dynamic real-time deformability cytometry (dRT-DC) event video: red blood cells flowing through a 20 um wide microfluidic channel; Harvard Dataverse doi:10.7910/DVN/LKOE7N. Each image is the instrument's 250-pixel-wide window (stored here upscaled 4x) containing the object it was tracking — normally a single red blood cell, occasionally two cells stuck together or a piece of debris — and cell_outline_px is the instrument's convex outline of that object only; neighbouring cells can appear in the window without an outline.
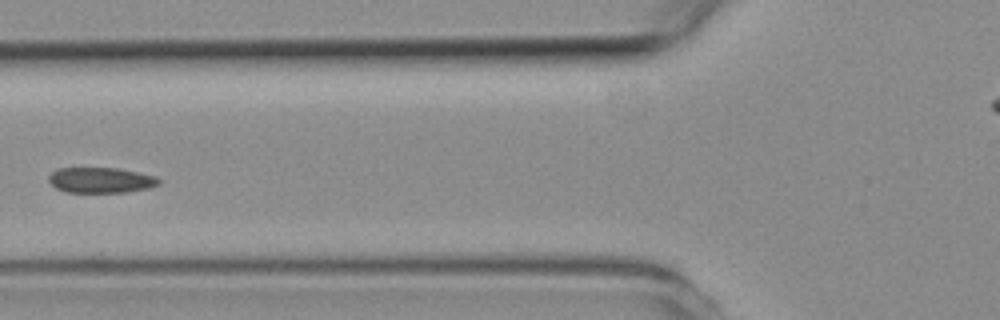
{"species": "common noctule bat (a hibernating species)", "species_latin": "Nyctalus noctula", "temperature_condition": "room temperature", "stored_images_in_passage": 5, "camera_frame_rate_fps": 3000, "um_per_image_px": 0.085, "animal": {"sex": "female", "body_mass_g": 19.3, "forearm_length_mm": 54.1}, "frame": {"image": 1, "passage_image": 5, "time_ms": 4.667, "image_size_px": [1000, 320], "cell_outline_px": [[160, 184], [148, 188], [124, 192], [64, 192], [56, 188], [48, 180], [48, 176], [56, 168], [116, 168], [156, 176], [160, 180]], "centroid_in_image_um": [8.54, 15.31], "position_along_channel_um": 117.3, "area_um2": 16.3}}